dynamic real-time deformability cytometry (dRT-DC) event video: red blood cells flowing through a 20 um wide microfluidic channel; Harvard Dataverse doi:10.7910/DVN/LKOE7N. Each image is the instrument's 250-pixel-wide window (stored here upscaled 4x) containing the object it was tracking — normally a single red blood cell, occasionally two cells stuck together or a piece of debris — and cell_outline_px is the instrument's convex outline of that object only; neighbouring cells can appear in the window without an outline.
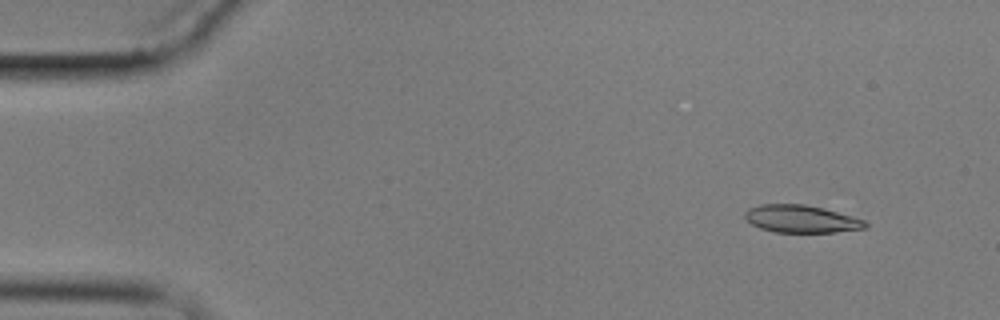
{"species": "common noctule bat (a hibernating species)", "species_latin": "Nyctalus noctula", "temperature_condition": "cold", "stored_images_in_passage": 5, "camera_frame_rate_fps": 3000, "um_per_image_px": 0.085, "animal": {"sex": "male", "body_mass_g": 17.9}, "frame": {"image": 1, "passage_image": 2, "time_ms": 1.333, "image_size_px": [1000, 320], "cell_outline_px": [[868, 228], [836, 232], [776, 232], [760, 228], [752, 224], [744, 216], [744, 212], [748, 208], [760, 204], [804, 204], [824, 208], [852, 216], [864, 220], [868, 224]], "centroid_in_image_um": [68.11, 18.6], "position_along_channel_um": 16.9, "area_um2": 19.36}}
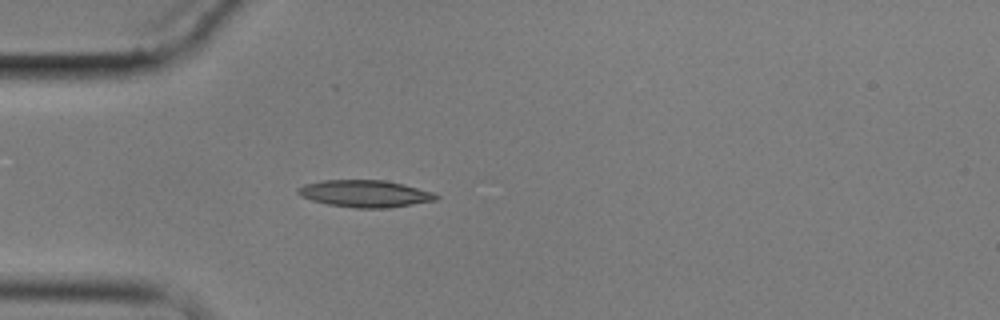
{"frame": {"image": 2, "passage_image": 5, "time_ms": 5.0, "image_size_px": [1000, 320], "cell_outline_px": [[440, 196], [436, 200], [388, 208], [356, 208], [328, 204], [312, 200], [300, 196], [296, 192], [296, 188], [304, 184], [324, 180], [384, 180], [404, 184], [436, 192]], "centroid_in_image_um": [31.04, 16.45], "position_along_channel_um": 54.0, "area_um2": 21.91}}